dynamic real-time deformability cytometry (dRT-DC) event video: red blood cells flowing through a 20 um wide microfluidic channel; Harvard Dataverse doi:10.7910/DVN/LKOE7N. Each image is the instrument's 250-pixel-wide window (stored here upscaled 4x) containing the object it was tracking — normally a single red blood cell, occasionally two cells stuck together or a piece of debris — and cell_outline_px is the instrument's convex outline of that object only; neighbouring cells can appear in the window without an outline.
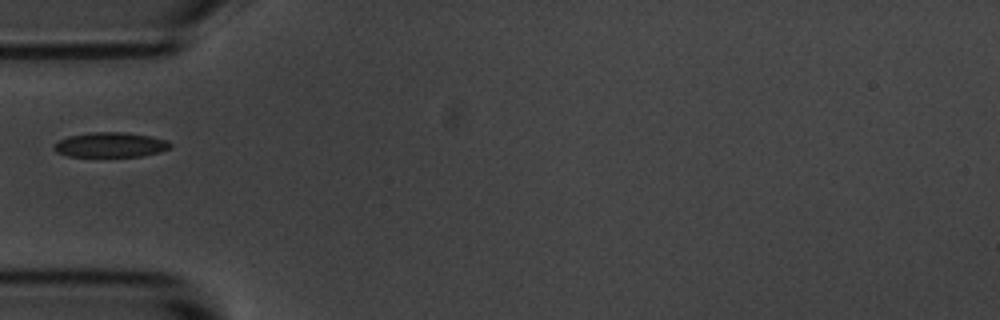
{"species": "common noctule bat (a hibernating species)", "species_latin": "Nyctalus noctula", "temperature_condition": "room temperature", "stored_images_in_passage": 6, "camera_frame_rate_fps": 3000, "um_per_image_px": 0.085, "animal": {"sex": "male", "body_mass_g": 20.1, "forearm_length_mm": 53.5}, "frame": {"image": 1, "passage_image": 6, "time_ms": 5.667, "image_size_px": [1000, 320], "cell_outline_px": [[172, 148], [160, 152], [140, 156], [68, 156], [56, 152], [52, 148], [52, 144], [68, 136], [92, 132], [124, 132], [152, 136], [168, 140], [172, 144]], "centroid_in_image_um": [9.41, 12.3], "position_along_channel_um": 75.6, "area_um2": 16.99}}